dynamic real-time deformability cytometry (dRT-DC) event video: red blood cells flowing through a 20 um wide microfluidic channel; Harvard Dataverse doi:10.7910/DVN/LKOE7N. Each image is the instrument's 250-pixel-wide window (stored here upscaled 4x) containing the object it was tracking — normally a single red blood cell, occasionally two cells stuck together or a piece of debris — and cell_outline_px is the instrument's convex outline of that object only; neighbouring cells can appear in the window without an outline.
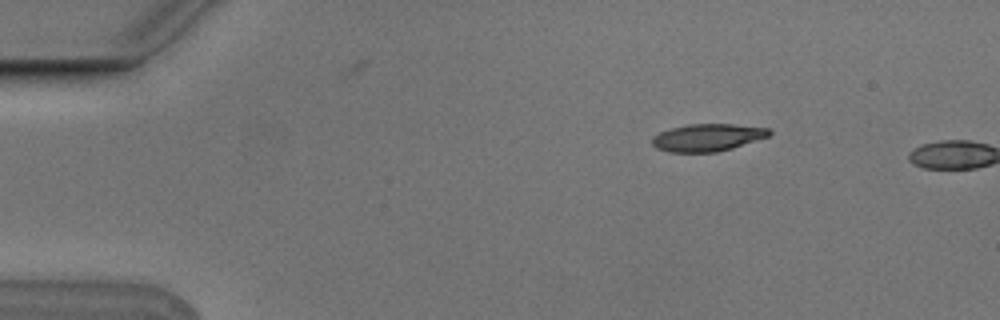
{"species": "Egyptian fruit bat (a non-hibernating species)", "species_latin": "Rousettus aegyptiacus", "temperature_condition": "cold", "stored_images_in_passage": 3, "camera_frame_rate_fps": 3000, "um_per_image_px": 0.085, "animal": {"sex": "male"}, "frame": {"image": 1, "passage_image": 2, "time_ms": 0.333, "image_size_px": [1000, 320], "cell_outline_px": [[772, 132], [768, 136], [732, 148], [716, 152], [668, 152], [656, 148], [652, 144], [652, 136], [660, 132], [672, 128], [688, 124], [732, 124], [768, 128]], "centroid_in_image_um": [60.1, 11.69], "position_along_channel_um": 24.9, "area_um2": 18.55}}